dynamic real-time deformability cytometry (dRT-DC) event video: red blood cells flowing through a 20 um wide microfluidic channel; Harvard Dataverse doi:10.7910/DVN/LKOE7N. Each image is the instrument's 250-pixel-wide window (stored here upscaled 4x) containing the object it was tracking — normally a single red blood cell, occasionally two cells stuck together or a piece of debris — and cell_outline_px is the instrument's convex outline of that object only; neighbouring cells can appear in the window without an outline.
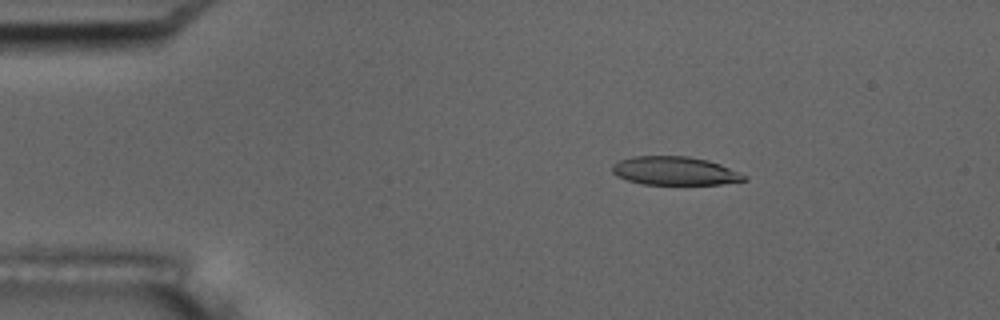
{"species": "common noctule bat (a hibernating species)", "species_latin": "Nyctalus noctula", "temperature_condition": "room temperature", "stored_images_in_passage": 5, "camera_frame_rate_fps": 3000, "um_per_image_px": 0.085, "animal": {"sex": "male", "body_mass_g": 17.5, "forearm_length_mm": 52.3}, "frame": {"image": 1, "passage_image": 3, "time_ms": 2.333, "image_size_px": [1000, 320], "cell_outline_px": [[748, 180], [720, 184], [644, 184], [628, 180], [616, 176], [612, 172], [612, 164], [620, 160], [632, 156], [688, 156], [708, 160], [720, 164], [740, 172], [748, 176]], "centroid_in_image_um": [57.37, 14.52], "position_along_channel_um": 27.6, "area_um2": 21.96}}